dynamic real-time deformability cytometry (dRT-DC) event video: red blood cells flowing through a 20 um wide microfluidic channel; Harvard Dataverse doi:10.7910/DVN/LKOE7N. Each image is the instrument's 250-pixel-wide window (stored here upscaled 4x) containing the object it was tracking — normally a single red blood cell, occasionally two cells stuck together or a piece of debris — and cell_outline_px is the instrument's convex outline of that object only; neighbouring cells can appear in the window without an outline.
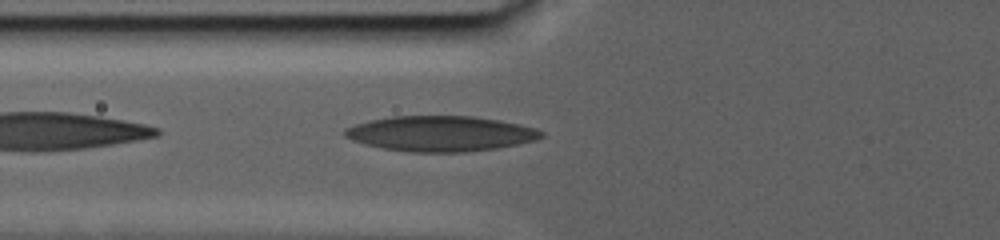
{"species": "human", "species_latin": "Homo sapiens", "temperature_condition": "warm", "stored_images_in_passage": 55, "camera_frame_rate_fps": 3000, "um_per_image_px": 0.085, "donor": {"sex": "male"}, "frame": {"image": 1, "passage_image": 3, "time_ms": 0.667, "image_size_px": [1000, 240], "cell_outline_px": [[544, 136], [536, 140], [496, 148], [464, 152], [412, 152], [380, 148], [364, 144], [352, 140], [344, 136], [344, 128], [368, 120], [392, 116], [472, 116], [500, 120], [520, 124], [536, 128], [544, 132]], "centroid_in_image_um": [37.43, 11.35], "position_along_channel_um": 88.4, "area_um2": 40.63}}
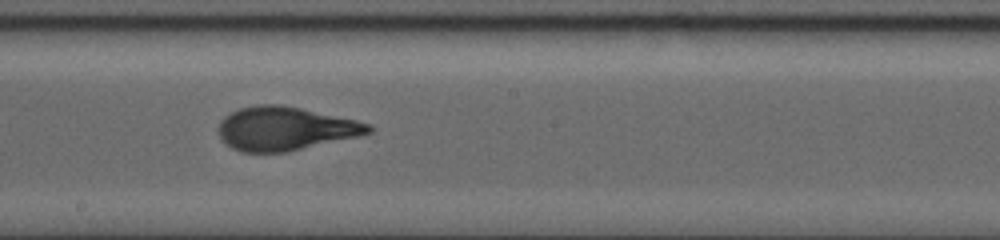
{"frame": {"image": 2, "passage_image": 20, "time_ms": 6.333, "image_size_px": [1000, 240], "cell_outline_px": [[372, 132], [360, 136], [288, 152], [244, 152], [232, 148], [220, 140], [220, 120], [224, 116], [240, 108], [256, 104], [280, 104], [300, 108], [356, 120], [372, 124]], "centroid_in_image_um": [24.25, 10.93], "position_along_channel_um": 223.9, "area_um2": 38.15}}
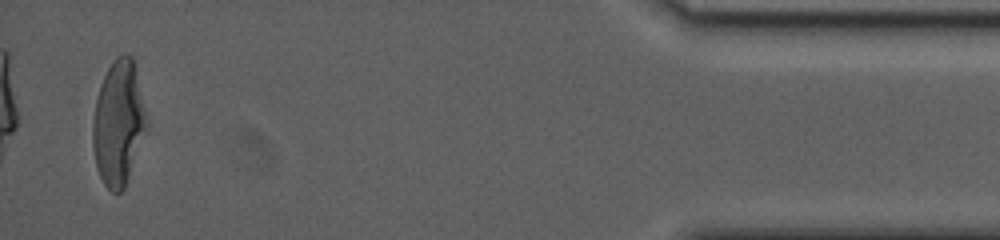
{"frame": {"image": 3, "passage_image": 53, "time_ms": 17.333, "image_size_px": [1000, 240], "cell_outline_px": [[148, 124], [124, 188], [120, 192], [112, 192], [104, 184], [96, 168], [92, 148], [92, 120], [96, 100], [100, 84], [108, 68], [116, 56], [124, 52], [128, 52], [132, 56], [148, 120]], "centroid_in_image_um": [10.05, 10.43], "position_along_channel_um": 425.2, "area_um2": 39.07}, "authors_computed_cell_mechanics": {"area_um2": 38.148, "velocity_mm_per_s": 2.3939, "shape_relaxation_time_tau1_ms": 10.3446, "shape_relaxation_time_tau2_ms": 1.261, "deformation_change_tau1": 0.2877, "deformation_change_tau2": 0.0806}}